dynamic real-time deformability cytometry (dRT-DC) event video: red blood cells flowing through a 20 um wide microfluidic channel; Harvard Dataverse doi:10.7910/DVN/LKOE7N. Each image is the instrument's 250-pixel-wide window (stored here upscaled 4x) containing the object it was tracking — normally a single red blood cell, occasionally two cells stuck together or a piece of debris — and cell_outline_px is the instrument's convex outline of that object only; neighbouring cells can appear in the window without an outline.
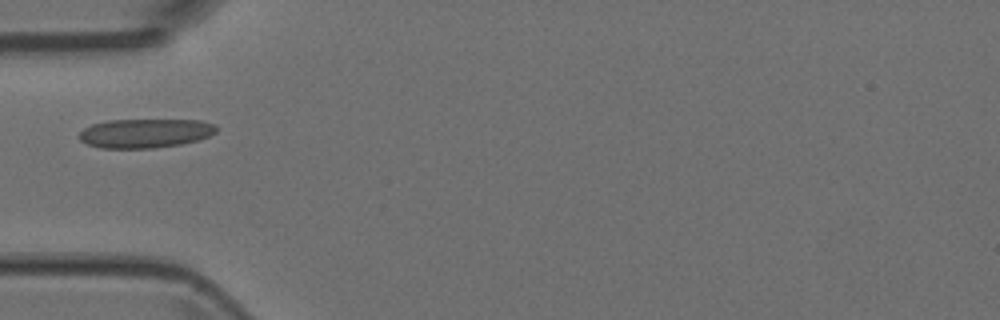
{"species": "Egyptian fruit bat (a non-hibernating species)", "species_latin": "Rousettus aegyptiacus", "temperature_condition": "room temperature", "stored_images_in_passage": 4, "camera_frame_rate_fps": 3000, "um_per_image_px": 0.085, "animal": {"sex": "female"}, "frame": {"image": 1, "passage_image": 3, "time_ms": 0.667, "image_size_px": [1000, 320], "cell_outline_px": [[216, 132], [208, 136], [196, 140], [180, 144], [152, 148], [100, 148], [88, 144], [80, 140], [76, 136], [84, 128], [92, 124], [108, 120], [200, 120], [216, 124]], "centroid_in_image_um": [12.3, 11.32], "position_along_channel_um": 72.7, "area_um2": 23.24}}